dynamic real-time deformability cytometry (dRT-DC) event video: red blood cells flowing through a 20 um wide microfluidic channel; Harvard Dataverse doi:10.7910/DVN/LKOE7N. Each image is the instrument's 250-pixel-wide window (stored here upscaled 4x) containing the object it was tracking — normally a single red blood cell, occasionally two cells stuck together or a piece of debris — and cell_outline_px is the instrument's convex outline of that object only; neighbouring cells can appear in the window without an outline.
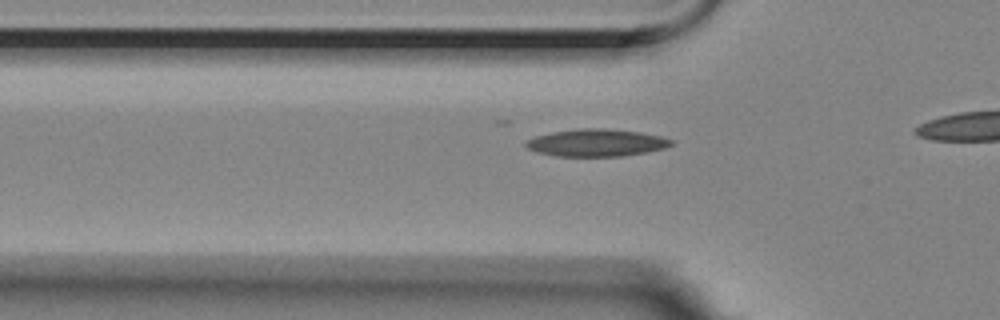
{"species": "Egyptian fruit bat (a non-hibernating species)", "species_latin": "Rousettus aegyptiacus", "temperature_condition": "room temperature", "stored_images_in_passage": 16, "camera_frame_rate_fps": 3000, "um_per_image_px": 0.085, "animal": {"sex": "female"}, "frame": {"image": 1, "passage_image": 10, "time_ms": 3.0, "image_size_px": [1000, 320], "cell_outline_px": [[672, 144], [664, 148], [624, 156], [556, 156], [536, 152], [528, 148], [524, 144], [524, 140], [536, 136], [552, 132], [576, 128], [608, 128], [640, 132], [660, 136], [672, 140]], "centroid_in_image_um": [50.64, 12.12], "position_along_channel_um": 75.2, "area_um2": 23.18}}
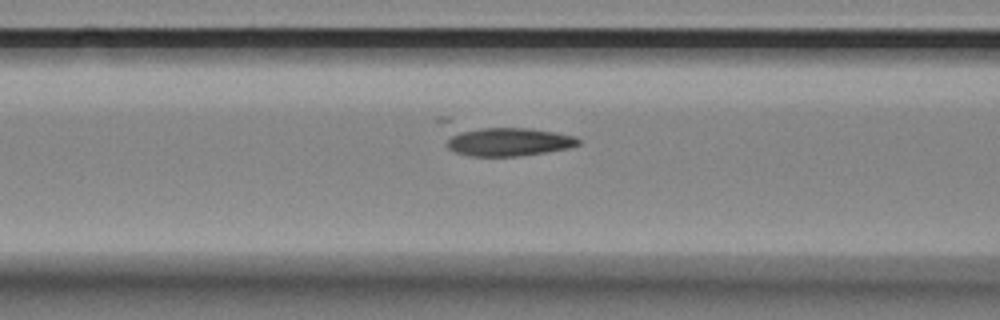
{"frame": {"image": 2, "passage_image": 14, "time_ms": 4.333, "image_size_px": [1000, 320], "cell_outline_px": [[580, 144], [568, 148], [544, 152], [516, 156], [468, 156], [456, 152], [448, 148], [444, 144], [436, 120], [440, 116], [448, 116], [556, 132], [572, 136], [580, 140]], "centroid_in_image_um": [42.4, 11.76], "position_along_channel_um": 124.2, "area_um2": 27.46}}